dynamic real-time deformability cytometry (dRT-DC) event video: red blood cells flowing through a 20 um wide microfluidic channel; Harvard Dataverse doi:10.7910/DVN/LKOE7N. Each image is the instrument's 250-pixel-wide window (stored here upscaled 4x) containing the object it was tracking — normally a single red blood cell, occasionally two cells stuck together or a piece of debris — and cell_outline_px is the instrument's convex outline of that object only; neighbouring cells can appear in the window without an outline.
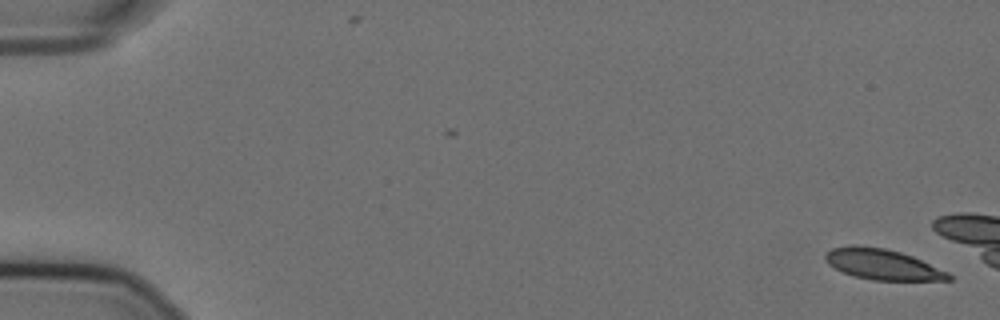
{"species": "Egyptian fruit bat (a non-hibernating species)", "species_latin": "Rousettus aegyptiacus", "temperature_condition": "cold", "stored_images_in_passage": 17, "camera_frame_rate_fps": 3000, "um_per_image_px": 0.085, "animal": {"sex": "female"}, "frame": {"image": 1, "passage_image": 1, "time_ms": 0.0, "image_size_px": [1000, 320], "cell_outline_px": [[952, 280], [872, 280], [852, 276], [828, 264], [824, 256], [832, 248], [848, 244], [856, 244], [884, 248], [900, 252], [912, 256], [948, 272], [952, 276]], "centroid_in_image_um": [74.99, 22.46], "position_along_channel_um": 10.0, "area_um2": 21.96}}
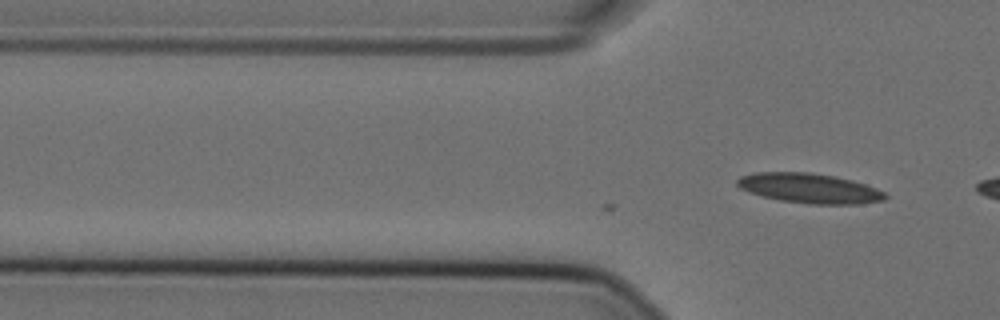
{"frame": {"image": 2, "passage_image": 17, "time_ms": 5.333, "image_size_px": [1000, 320], "cell_outline_px": [[888, 196], [884, 200], [860, 204], [812, 204], [780, 200], [760, 196], [748, 192], [740, 188], [736, 184], [736, 180], [740, 176], [756, 172], [808, 172], [832, 176], [852, 180], [876, 188], [884, 192]], "centroid_in_image_um": [68.77, 16.0], "position_along_channel_um": 57.0, "area_um2": 25.72}}